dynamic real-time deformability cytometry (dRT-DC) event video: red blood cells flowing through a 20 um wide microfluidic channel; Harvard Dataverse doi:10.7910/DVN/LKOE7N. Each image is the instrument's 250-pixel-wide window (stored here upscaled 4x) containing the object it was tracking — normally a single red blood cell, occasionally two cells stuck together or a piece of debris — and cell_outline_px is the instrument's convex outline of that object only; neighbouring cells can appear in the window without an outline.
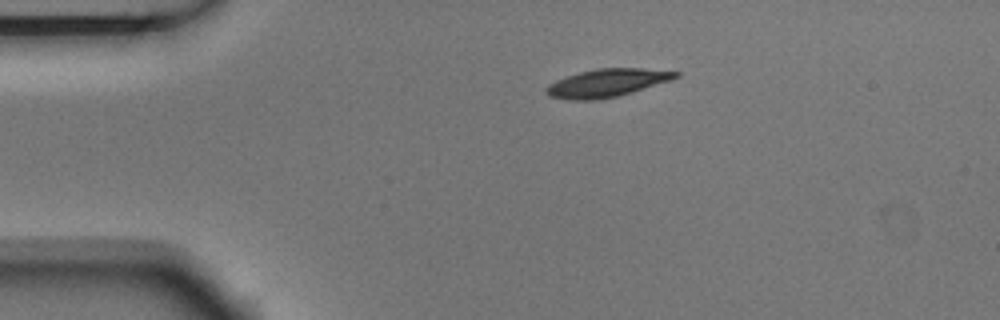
{"species": "Egyptian fruit bat (a non-hibernating species)", "species_latin": "Rousettus aegyptiacus", "temperature_condition": "room temperature", "stored_images_in_passage": 3, "camera_frame_rate_fps": 3000, "um_per_image_px": 0.085, "animal": {"sex": "male"}, "frame": {"image": 1, "passage_image": 3, "time_ms": 0.667, "image_size_px": [1000, 320], "cell_outline_px": [[680, 76], [672, 80], [632, 92], [616, 96], [596, 100], [568, 100], [548, 96], [544, 92], [544, 88], [548, 84], [556, 80], [580, 72], [596, 68], [644, 68], [680, 72]], "centroid_in_image_um": [51.57, 7.05], "position_along_channel_um": 33.4, "area_um2": 21.21}}